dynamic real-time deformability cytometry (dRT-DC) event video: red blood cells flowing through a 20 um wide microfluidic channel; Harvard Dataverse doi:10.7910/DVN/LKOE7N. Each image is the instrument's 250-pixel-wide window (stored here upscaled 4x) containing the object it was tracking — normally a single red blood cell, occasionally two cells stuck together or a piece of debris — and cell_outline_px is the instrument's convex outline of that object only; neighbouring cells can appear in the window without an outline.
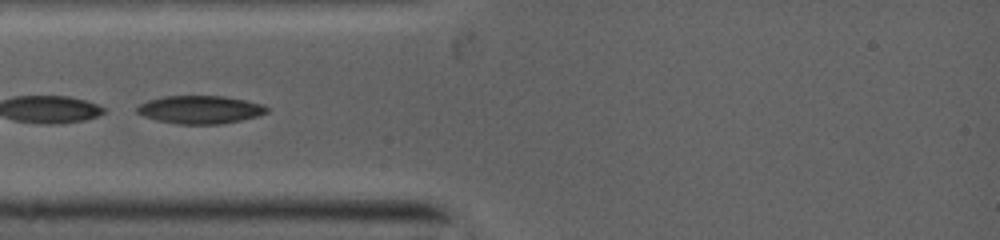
{"species": "common noctule bat (a hibernating species)", "species_latin": "Nyctalus noctula", "temperature_condition": "warm", "stored_images_in_passage": 28, "camera_frame_rate_fps": 5000, "um_per_image_px": 0.085, "animal": {"sex": "female", "body_mass_g": 19.0, "forearm_length_mm": 53.3}, "frame": {"image": 1, "passage_image": 4, "time_ms": 0.4, "image_size_px": [1000, 240], "cell_outline_px": [[268, 112], [256, 116], [240, 120], [220, 124], [180, 124], [156, 120], [144, 116], [136, 112], [136, 108], [140, 104], [148, 100], [164, 96], [224, 96], [244, 100], [260, 104], [268, 108]], "centroid_in_image_um": [16.97, 9.32], "position_along_channel_um": 68.0, "area_um2": 20.98}}
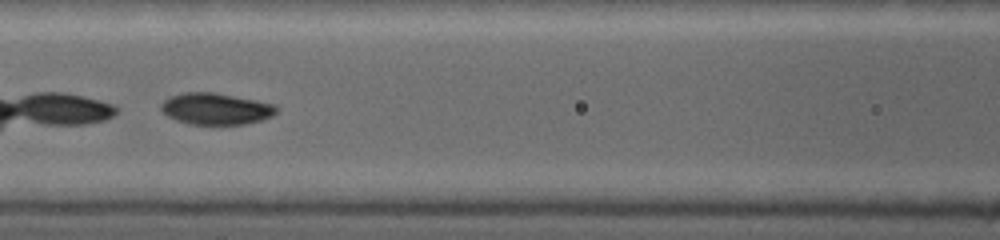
{"frame": {"image": 2, "passage_image": 20, "time_ms": 2.2, "image_size_px": [1000, 240], "cell_outline_px": [[276, 112], [272, 116], [260, 120], [244, 124], [192, 124], [180, 120], [164, 112], [164, 100], [172, 96], [188, 92], [212, 92], [272, 104], [276, 108]], "centroid_in_image_um": [18.39, 9.25], "position_along_channel_um": 148.2, "area_um2": 20.17}}
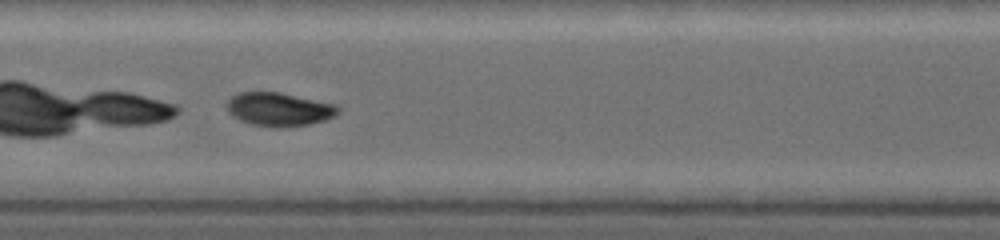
{"frame": {"image": 3, "passage_image": 27, "time_ms": 3.0, "image_size_px": [1000, 240], "cell_outline_px": [[340, 108], [332, 116], [324, 120], [308, 124], [252, 124], [240, 120], [228, 108], [228, 100], [232, 96], [240, 92], [280, 92], [332, 104]], "centroid_in_image_um": [23.7, 9.23], "position_along_channel_um": 183.7, "area_um2": 20.23}}